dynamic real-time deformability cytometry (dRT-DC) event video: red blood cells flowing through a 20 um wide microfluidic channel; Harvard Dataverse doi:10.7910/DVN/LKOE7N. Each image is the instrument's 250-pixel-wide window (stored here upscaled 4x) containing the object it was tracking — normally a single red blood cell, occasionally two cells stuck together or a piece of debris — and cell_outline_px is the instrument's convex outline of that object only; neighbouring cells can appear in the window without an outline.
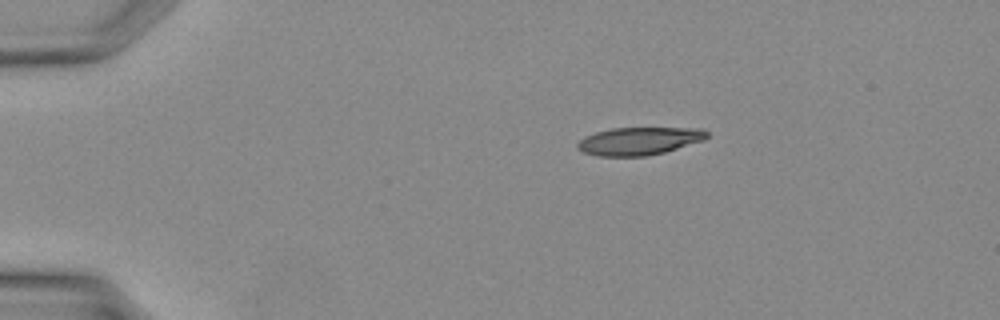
{"species": "Egyptian fruit bat (a non-hibernating species)", "species_latin": "Rousettus aegyptiacus", "temperature_condition": "warm", "stored_images_in_passage": 31, "camera_frame_rate_fps": 3000, "um_per_image_px": 0.085, "animal": {"sex": "female"}, "frame": {"image": 1, "passage_image": 1, "time_ms": 0.0, "image_size_px": [1000, 320], "cell_outline_px": [[708, 136], [704, 140], [664, 152], [644, 156], [596, 156], [584, 152], [576, 148], [576, 144], [584, 136], [596, 132], [612, 128], [704, 128], [708, 132]], "centroid_in_image_um": [54.31, 11.98], "position_along_channel_um": 30.7, "area_um2": 20.98}}
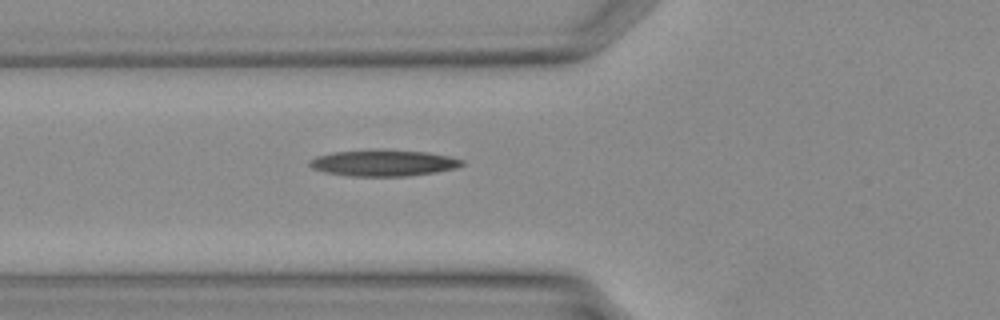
{"frame": {"image": 2, "passage_image": 8, "time_ms": 2.333, "image_size_px": [1000, 320], "cell_outline_px": [[464, 164], [456, 168], [436, 172], [412, 176], [348, 176], [324, 172], [312, 168], [308, 164], [308, 160], [316, 156], [332, 152], [428, 152], [448, 156], [464, 160]], "centroid_in_image_um": [32.59, 13.9], "position_along_channel_um": 93.2, "area_um2": 22.54}}
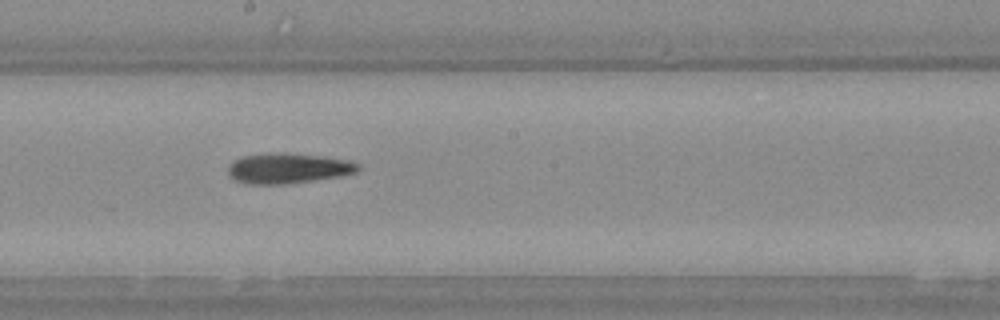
{"frame": {"image": 3, "passage_image": 15, "time_ms": 4.667, "image_size_px": [1000, 320], "cell_outline_px": [[360, 168], [356, 172], [340, 176], [284, 184], [252, 184], [236, 180], [228, 176], [228, 164], [244, 156], [268, 152], [316, 156], [344, 160], [360, 164]], "centroid_in_image_um": [24.43, 14.31], "position_along_channel_um": 223.8, "area_um2": 22.43}}